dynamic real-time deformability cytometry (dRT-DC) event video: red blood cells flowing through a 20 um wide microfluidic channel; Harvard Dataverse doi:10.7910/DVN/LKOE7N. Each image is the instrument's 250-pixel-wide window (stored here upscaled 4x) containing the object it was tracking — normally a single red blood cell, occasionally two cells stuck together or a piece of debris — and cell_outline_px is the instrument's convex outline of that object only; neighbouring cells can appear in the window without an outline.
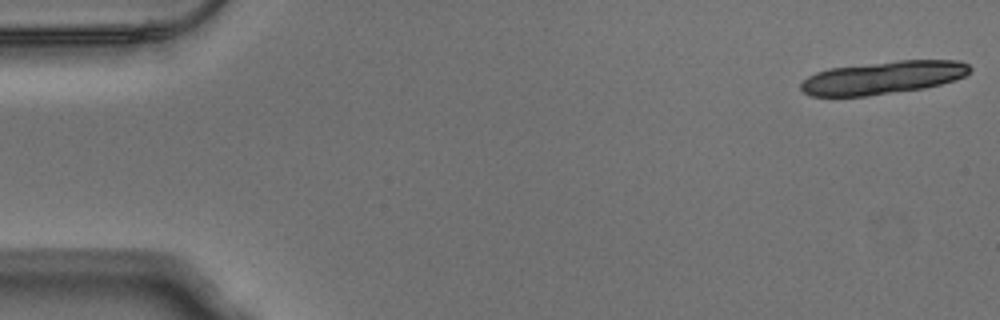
{"species": "Egyptian fruit bat (a non-hibernating species)", "species_latin": "Rousettus aegyptiacus", "temperature_condition": "warm", "stored_images_in_passage": 14, "camera_frame_rate_fps": 3000, "um_per_image_px": 0.085, "animal": {"sex": "male"}, "frame": {"image": 1, "passage_image": 1, "time_ms": 0.0, "image_size_px": [1000, 320], "cell_outline_px": [[972, 68], [964, 76], [956, 80], [924, 88], [864, 96], [812, 96], [804, 92], [800, 88], [800, 84], [808, 76], [816, 72], [828, 68], [896, 60], [960, 60], [968, 64]], "centroid_in_image_um": [75.06, 6.58], "position_along_channel_um": 9.9, "area_um2": 32.43}}